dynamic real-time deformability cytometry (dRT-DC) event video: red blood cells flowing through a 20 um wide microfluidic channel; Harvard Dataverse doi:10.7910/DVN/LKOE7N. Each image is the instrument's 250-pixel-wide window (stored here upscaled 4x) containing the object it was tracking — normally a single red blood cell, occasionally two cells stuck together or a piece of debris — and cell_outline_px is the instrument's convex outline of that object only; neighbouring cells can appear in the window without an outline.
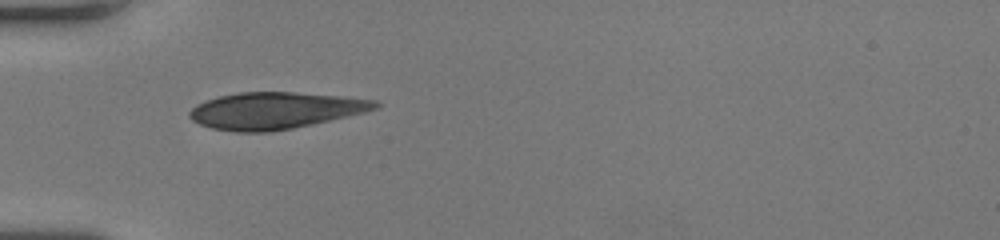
{"species": "human", "species_latin": "Homo sapiens", "temperature_condition": "room temperature", "stored_images_in_passage": 35, "camera_frame_rate_fps": 3000, "um_per_image_px": 0.085, "donor": {"sex": "female"}, "frame": {"image": 1, "passage_image": 1, "time_ms": 0.0, "image_size_px": [1000, 240], "cell_outline_px": [[380, 108], [348, 116], [312, 124], [272, 132], [236, 132], [212, 128], [200, 124], [192, 120], [188, 116], [188, 112], [196, 104], [220, 96], [240, 92], [296, 92], [344, 96], [376, 100], [380, 104]], "centroid_in_image_um": [23.4, 9.39], "position_along_channel_um": 61.6, "area_um2": 39.77}}
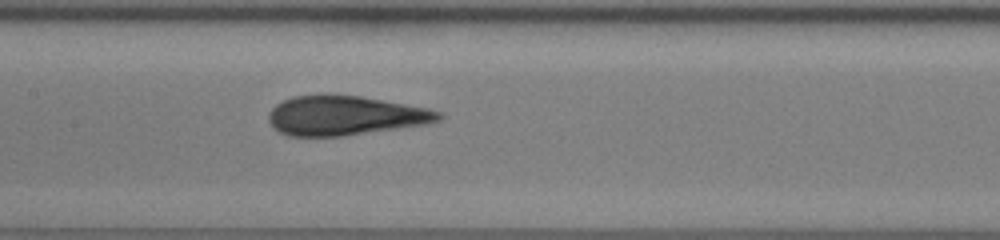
{"frame": {"image": 2, "passage_image": 10, "time_ms": 3.0, "image_size_px": [1000, 240], "cell_outline_px": [[444, 116], [440, 120], [428, 124], [344, 136], [288, 136], [272, 128], [268, 120], [268, 112], [276, 104], [292, 96], [324, 92], [360, 96], [428, 108], [440, 112]], "centroid_in_image_um": [29.29, 9.8], "position_along_channel_um": 178.1, "area_um2": 39.82}}
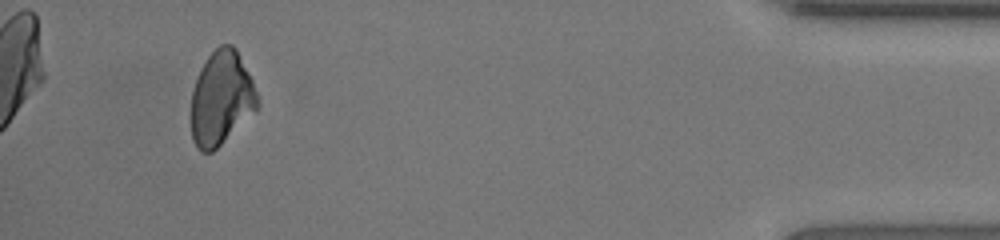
{"frame": {"image": 3, "passage_image": 32, "time_ms": 10.333, "image_size_px": [1000, 240], "cell_outline_px": [[260, 104], [256, 112], [212, 152], [200, 152], [196, 148], [192, 140], [192, 92], [200, 68], [208, 56], [220, 44], [232, 44], [236, 48], [260, 96]], "centroid_in_image_um": [18.84, 8.36], "position_along_channel_um": 416.4, "area_um2": 36.59}, "authors_computed_cell_mechanics": {"area_um2": 39.2462, "velocity_mm_per_s": 4.0955, "shape_relaxation_time_tau1_ms": 6.8535, "shape_relaxation_time_tau2_ms": 1.0118, "deformation_change_tau1": 0.2023, "deformation_change_tau2": 0.0487}}